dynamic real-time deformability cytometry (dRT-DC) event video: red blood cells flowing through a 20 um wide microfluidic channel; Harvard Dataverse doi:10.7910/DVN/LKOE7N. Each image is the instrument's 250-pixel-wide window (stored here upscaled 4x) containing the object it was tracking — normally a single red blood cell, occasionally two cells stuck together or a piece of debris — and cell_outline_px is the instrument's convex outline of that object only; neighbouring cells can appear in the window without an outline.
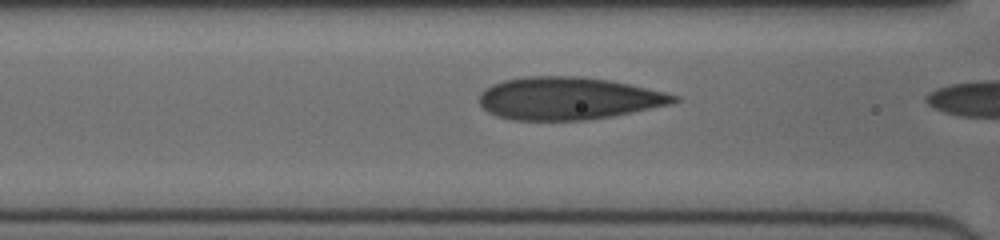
{"species": "human", "species_latin": "Homo sapiens", "temperature_condition": "cold", "stored_images_in_passage": 4, "camera_frame_rate_fps": 3000, "um_per_image_px": 0.085, "donor": {"sex": "female"}, "frame": {"image": 1, "passage_image": 3, "time_ms": 0.667, "image_size_px": [1000, 240], "cell_outline_px": [[680, 100], [672, 104], [612, 116], [588, 120], [516, 120], [496, 116], [488, 112], [480, 104], [480, 92], [484, 88], [492, 84], [504, 80], [524, 76], [580, 76], [608, 80], [628, 84], [664, 92], [680, 96]], "centroid_in_image_um": [48.29, 8.36], "position_along_channel_um": 118.3, "area_um2": 48.26}}